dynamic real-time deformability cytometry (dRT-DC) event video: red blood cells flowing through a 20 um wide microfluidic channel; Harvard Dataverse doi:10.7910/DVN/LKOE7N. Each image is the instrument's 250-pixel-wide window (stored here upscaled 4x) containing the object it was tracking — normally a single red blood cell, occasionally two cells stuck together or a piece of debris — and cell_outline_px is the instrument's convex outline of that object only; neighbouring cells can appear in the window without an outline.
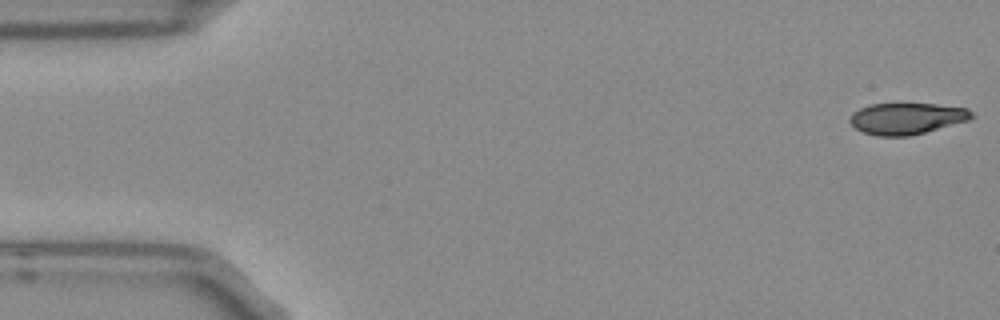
{"species": "Egyptian fruit bat (a non-hibernating species)", "species_latin": "Rousettus aegyptiacus", "temperature_condition": "room temperature", "stored_images_in_passage": 6, "segment_of_instrument_passage": [1, 2], "camera_frame_rate_fps": 3000, "um_per_image_px": 0.085, "frame": {"image": 1, "passage_image": 1, "time_ms": 0.0, "image_size_px": [1000, 320], "cell_outline_px": [[976, 116], [968, 120], [924, 132], [908, 136], [876, 136], [860, 132], [848, 120], [848, 116], [852, 112], [868, 104], [936, 104], [968, 108]], "centroid_in_image_um": [77.03, 10.07], "position_along_channel_um": 8.0, "area_um2": 22.37}}
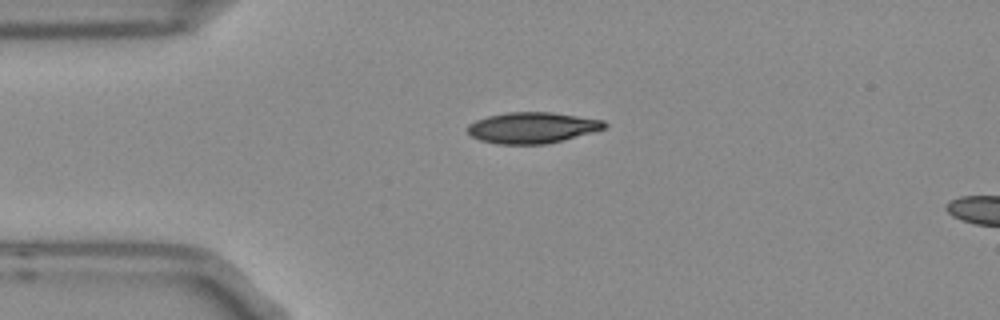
{"frame": {"image": 2, "passage_image": 4, "time_ms": 1.0, "image_size_px": [1000, 320], "cell_outline_px": [[608, 124], [604, 128], [592, 132], [544, 144], [496, 144], [480, 140], [472, 136], [468, 132], [468, 124], [476, 120], [488, 116], [508, 112], [552, 112], [604, 120]], "centroid_in_image_um": [45.22, 10.85], "position_along_channel_um": 39.8, "area_um2": 24.51}}